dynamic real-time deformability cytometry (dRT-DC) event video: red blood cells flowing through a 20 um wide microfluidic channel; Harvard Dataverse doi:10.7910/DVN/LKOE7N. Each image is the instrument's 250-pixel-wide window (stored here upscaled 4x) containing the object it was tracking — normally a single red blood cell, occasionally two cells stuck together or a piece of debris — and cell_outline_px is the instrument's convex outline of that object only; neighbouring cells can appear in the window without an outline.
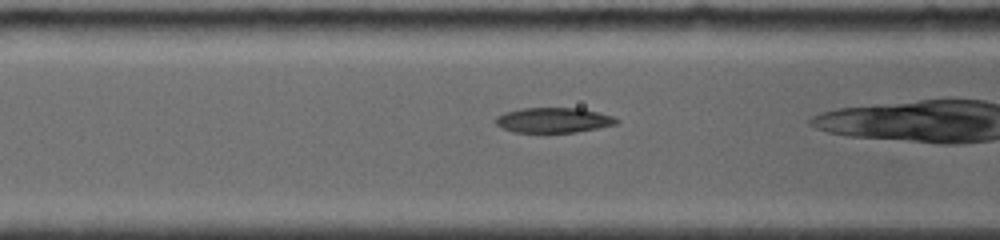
{"species": "common noctule bat (a hibernating species)", "species_latin": "Nyctalus noctula", "temperature_condition": "room temperature", "stored_images_in_passage": 26, "camera_frame_rate_fps": 4000, "um_per_image_px": 0.085, "animal": {"sex": "female", "body_mass_g": 19.0, "forearm_length_mm": 56.7}, "frame": {"image": 1, "passage_image": 5, "time_ms": 1.25, "image_size_px": [1000, 240], "cell_outline_px": [[620, 120], [616, 124], [576, 132], [512, 132], [496, 124], [496, 116], [504, 112], [520, 108], [580, 108], [612, 116]], "centroid_in_image_um": [47.02, 10.21], "position_along_channel_um": 119.6, "area_um2": 17.51}}
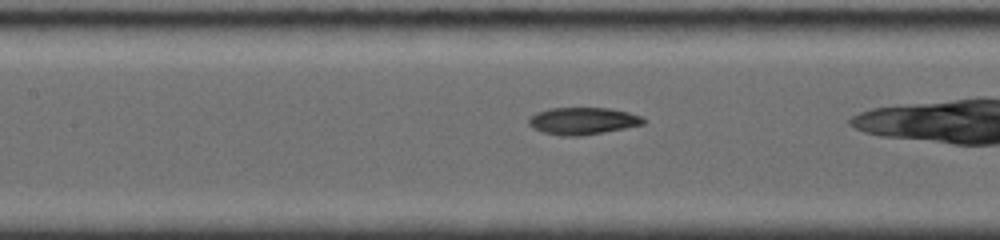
{"frame": {"image": 2, "passage_image": 8, "time_ms": 2.25, "image_size_px": [1000, 240], "cell_outline_px": [[648, 120], [644, 124], [604, 132], [580, 136], [560, 136], [544, 132], [532, 128], [528, 124], [528, 120], [536, 112], [548, 108], [608, 108], [628, 112], [640, 116]], "centroid_in_image_um": [49.53, 10.28], "position_along_channel_um": 157.9, "area_um2": 18.15}}